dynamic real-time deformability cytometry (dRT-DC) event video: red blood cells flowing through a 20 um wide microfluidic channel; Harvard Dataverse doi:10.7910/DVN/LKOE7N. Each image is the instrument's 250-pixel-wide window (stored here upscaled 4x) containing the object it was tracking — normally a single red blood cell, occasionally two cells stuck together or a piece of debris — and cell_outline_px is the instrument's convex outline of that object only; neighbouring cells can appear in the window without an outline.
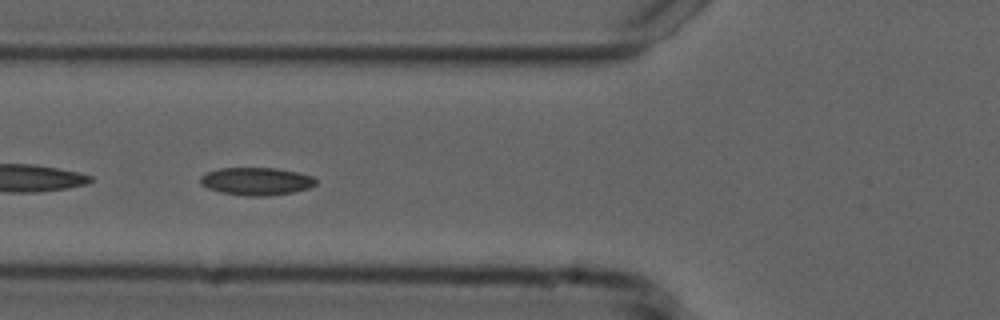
{"species": "common noctule bat (a hibernating species)", "species_latin": "Nyctalus noctula", "temperature_condition": "cold", "stored_images_in_passage": 53, "camera_frame_rate_fps": 3000, "um_per_image_px": 0.085, "animal": {"sex": "male", "forearm_length_mm": 52.5}, "frame": {"image": 1, "passage_image": 19, "time_ms": 6.0, "image_size_px": [1000, 320], "cell_outline_px": [[316, 184], [308, 188], [292, 192], [268, 196], [244, 196], [220, 192], [208, 188], [200, 184], [200, 176], [208, 172], [220, 168], [276, 168], [296, 172], [312, 176], [316, 180]], "centroid_in_image_um": [21.77, 15.41], "position_along_channel_um": 104.0, "area_um2": 18.61}}
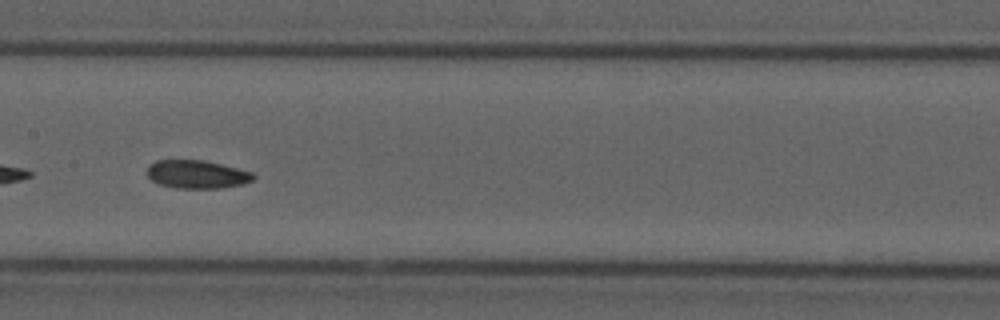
{"frame": {"image": 2, "passage_image": 26, "time_ms": 8.333, "image_size_px": [1000, 320], "cell_outline_px": [[256, 176], [252, 180], [244, 184], [220, 188], [176, 188], [156, 184], [148, 176], [148, 164], [156, 160], [204, 160], [252, 172]], "centroid_in_image_um": [16.71, 14.82], "position_along_channel_um": 190.7, "area_um2": 17.51}}
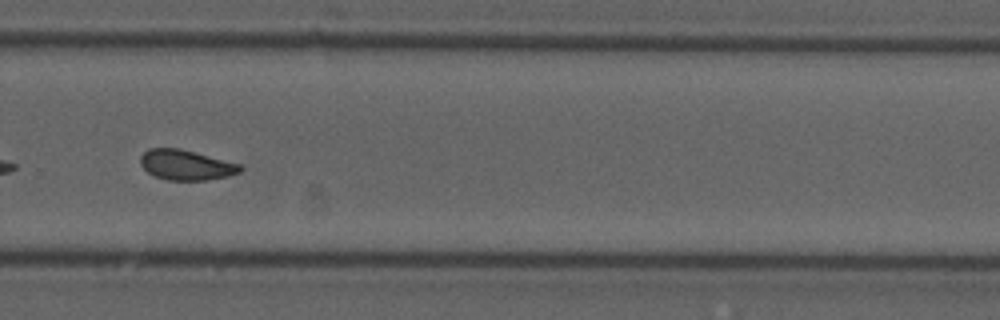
{"frame": {"image": 3, "passage_image": 36, "time_ms": 11.667, "image_size_px": [1000, 320], "cell_outline_px": [[244, 168], [240, 172], [228, 176], [208, 180], [168, 180], [152, 176], [140, 164], [140, 156], [148, 148], [180, 148], [240, 164]], "centroid_in_image_um": [15.8, 14.02], "position_along_channel_um": 314.0, "area_um2": 17.63}, "authors_computed_cell_mechanics": {"area_um2": 18.0914, "velocity_mm_per_s": 3.7153, "shape_relaxation_time_tau1_ms": null, "shape_relaxation_time_tau2_ms": 4.2057, "deformation_change_tau1": null, "deformation_change_tau2": 0.1}}